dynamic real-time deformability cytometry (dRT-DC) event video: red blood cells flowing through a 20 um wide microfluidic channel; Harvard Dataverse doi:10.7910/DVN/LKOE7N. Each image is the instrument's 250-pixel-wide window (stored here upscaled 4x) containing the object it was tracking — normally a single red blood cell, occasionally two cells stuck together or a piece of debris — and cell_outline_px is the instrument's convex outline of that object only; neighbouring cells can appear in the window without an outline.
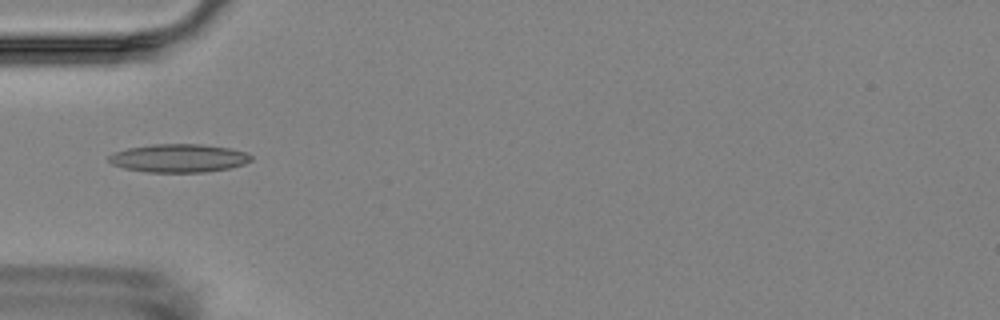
{"species": "Egyptian fruit bat (a non-hibernating species)", "species_latin": "Rousettus aegyptiacus", "temperature_condition": "room temperature", "stored_images_in_passage": 13, "camera_frame_rate_fps": 3000, "um_per_image_px": 0.085, "animal": {"sex": "female"}, "frame": {"image": 1, "passage_image": 2, "time_ms": 1.333, "image_size_px": [1000, 320], "cell_outline_px": [[252, 160], [244, 164], [232, 168], [208, 172], [144, 172], [124, 168], [112, 164], [108, 160], [108, 156], [116, 152], [128, 148], [152, 144], [200, 144], [232, 148], [248, 152], [252, 156]], "centroid_in_image_um": [15.25, 13.44], "position_along_channel_um": 69.8, "area_um2": 23.7}}
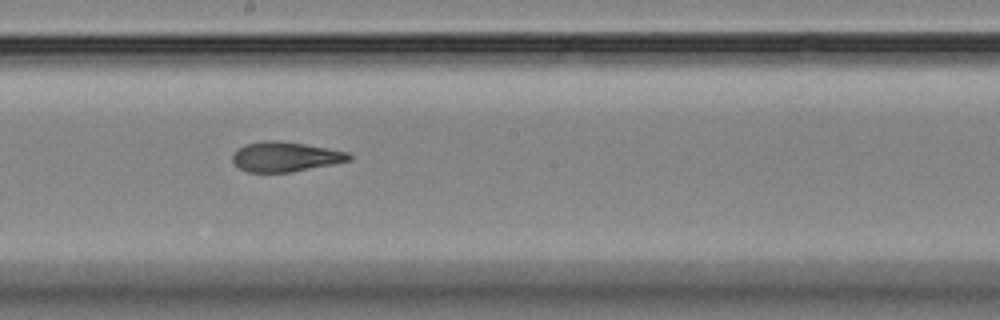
{"frame": {"image": 2, "passage_image": 6, "time_ms": 5.667, "image_size_px": [1000, 320], "cell_outline_px": [[352, 160], [292, 172], [248, 172], [240, 168], [232, 160], [232, 156], [244, 144], [264, 140], [276, 140], [304, 144], [348, 152], [352, 156]], "centroid_in_image_um": [24.26, 13.32], "position_along_channel_um": 223.9, "area_um2": 20.06}}
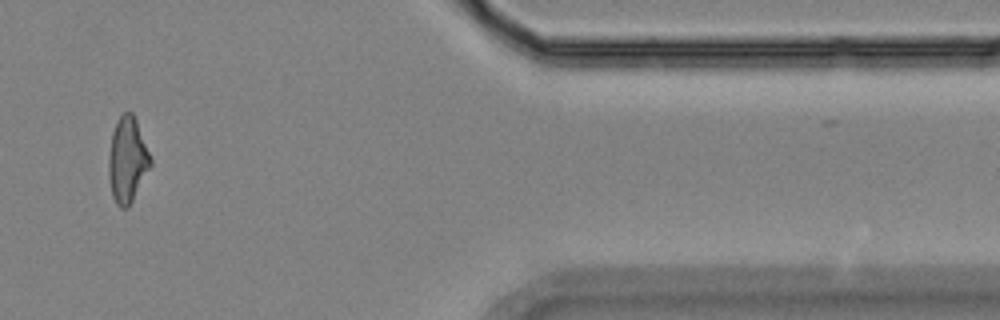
{"frame": {"image": 3, "passage_image": 11, "time_ms": 11.667, "image_size_px": [1000, 320], "cell_outline_px": [[152, 164], [128, 208], [120, 208], [116, 204], [112, 196], [108, 176], [108, 156], [112, 132], [120, 116], [124, 112], [132, 112], [136, 120], [152, 160]], "centroid_in_image_um": [10.81, 13.62], "position_along_channel_um": 400.6, "area_um2": 20.75}, "authors_computed_cell_mechanics": {"area_um2": 20.8658, "velocity_mm_per_s": 3.5369, "shape_relaxation_time_tau1_ms": 9.451, "shape_relaxation_time_tau2_ms": 1.6103, "deformation_change_tau1": 0.2029, "deformation_change_tau2": 0.0769}}